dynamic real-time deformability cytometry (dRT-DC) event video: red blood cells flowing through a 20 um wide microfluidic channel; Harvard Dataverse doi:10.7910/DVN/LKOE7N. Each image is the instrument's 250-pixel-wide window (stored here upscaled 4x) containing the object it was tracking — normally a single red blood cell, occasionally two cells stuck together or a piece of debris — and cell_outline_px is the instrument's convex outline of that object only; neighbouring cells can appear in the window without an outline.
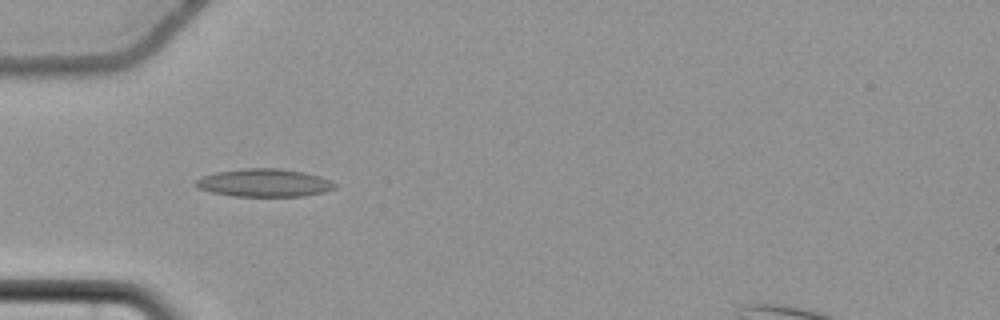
{"species": "common noctule bat (a hibernating species)", "species_latin": "Nyctalus noctula", "temperature_condition": "cold", "stored_images_in_passage": 58, "camera_frame_rate_fps": 3000, "um_per_image_px": 0.085, "animal": {"sex": "female", "body_mass_g": 22.7, "forearm_length_mm": 54.2}, "frame": {"image": 1, "passage_image": 20, "time_ms": 6.333, "image_size_px": [1000, 320], "cell_outline_px": [[336, 188], [324, 192], [304, 196], [232, 196], [212, 192], [200, 188], [192, 184], [200, 176], [216, 172], [244, 168], [280, 168], [304, 172], [320, 176], [332, 180], [336, 184]], "centroid_in_image_um": [22.47, 15.53], "position_along_channel_um": 62.5, "area_um2": 22.83}}
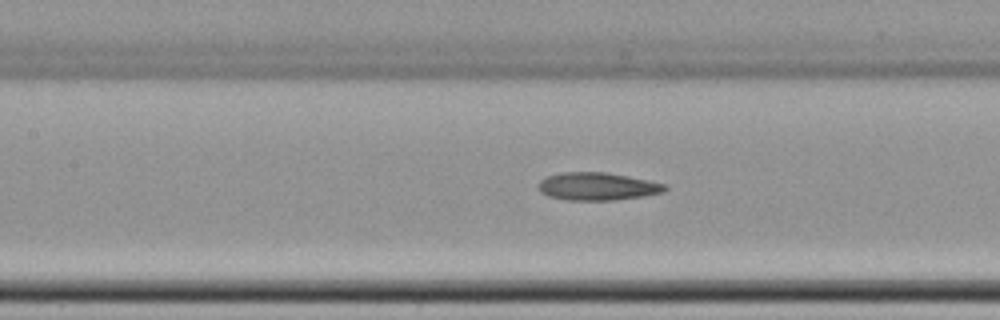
{"frame": {"image": 2, "passage_image": 28, "time_ms": 9.0, "image_size_px": [1000, 320], "cell_outline_px": [[668, 188], [664, 192], [644, 196], [612, 200], [568, 200], [548, 196], [540, 192], [540, 180], [548, 176], [564, 172], [604, 172], [628, 176], [648, 180], [664, 184]], "centroid_in_image_um": [50.8, 15.85], "position_along_channel_um": 156.6, "area_um2": 20.29}}
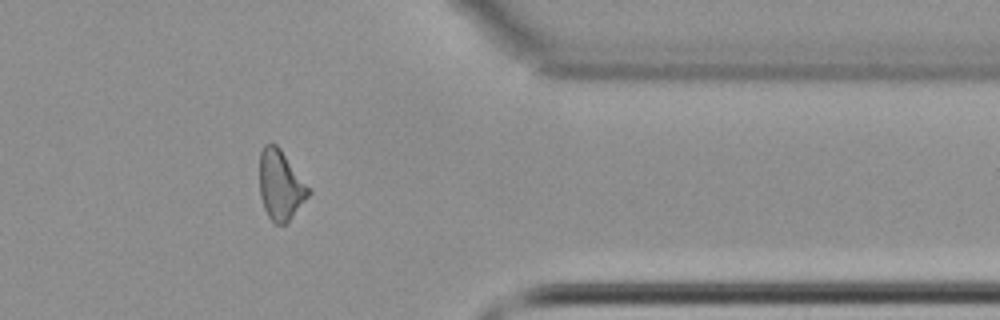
{"frame": {"image": 3, "passage_image": 48, "time_ms": 15.667, "image_size_px": [1000, 320], "cell_outline_px": [[312, 192], [288, 220], [284, 224], [276, 224], [268, 216], [264, 208], [260, 196], [260, 152], [264, 144], [276, 144], [280, 148]], "centroid_in_image_um": [23.82, 15.72], "position_along_channel_um": 387.6, "area_um2": 19.48}, "authors_computed_cell_mechanics": {"area_um2": 20.7213, "velocity_mm_per_s": 3.6763, "shape_relaxation_time_tau1_ms": null, "shape_relaxation_time_tau2_ms": 6.2884, "deformation_change_tau1": null, "deformation_change_tau2": 0.1483}}